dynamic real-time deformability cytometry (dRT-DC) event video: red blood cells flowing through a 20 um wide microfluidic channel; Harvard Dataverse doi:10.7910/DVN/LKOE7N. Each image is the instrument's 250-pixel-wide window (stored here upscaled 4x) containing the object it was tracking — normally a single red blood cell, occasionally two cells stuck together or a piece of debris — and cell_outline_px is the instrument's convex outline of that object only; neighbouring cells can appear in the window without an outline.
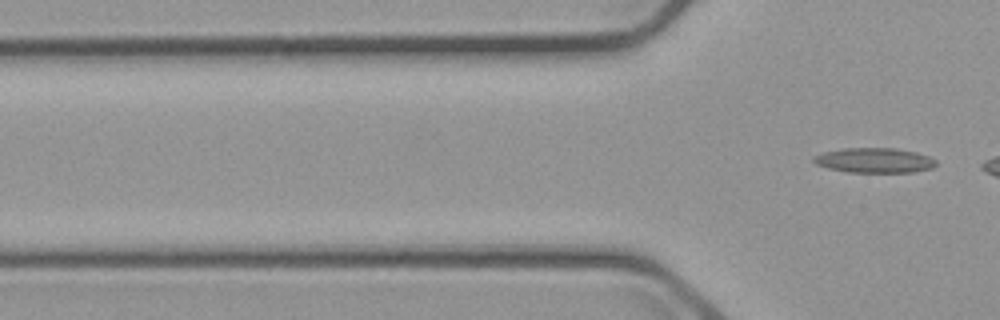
{"species": "common noctule bat (a hibernating species)", "species_latin": "Nyctalus noctula", "temperature_condition": "cold", "stored_images_in_passage": 7, "camera_frame_rate_fps": 3000, "um_per_image_px": 0.085, "animal": {"sex": "male", "body_mass_g": 23.1, "forearm_length_mm": 52.7}, "frame": {"image": 1, "passage_image": 7, "time_ms": 8.333, "image_size_px": [1000, 320], "cell_outline_px": [[936, 164], [932, 168], [912, 172], [848, 172], [828, 168], [816, 164], [812, 160], [812, 156], [824, 152], [844, 148], [896, 148], [916, 152], [928, 156], [936, 160]], "centroid_in_image_um": [74.31, 13.62], "position_along_channel_um": 51.5, "area_um2": 17.74}}